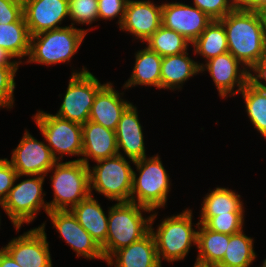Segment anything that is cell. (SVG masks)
I'll return each instance as SVG.
<instances>
[{
	"mask_svg": "<svg viewBox=\"0 0 266 267\" xmlns=\"http://www.w3.org/2000/svg\"><path fill=\"white\" fill-rule=\"evenodd\" d=\"M220 21L228 52L251 70L266 51V33L259 12L235 8Z\"/></svg>",
	"mask_w": 266,
	"mask_h": 267,
	"instance_id": "6da1fadb",
	"label": "cell"
},
{
	"mask_svg": "<svg viewBox=\"0 0 266 267\" xmlns=\"http://www.w3.org/2000/svg\"><path fill=\"white\" fill-rule=\"evenodd\" d=\"M151 210L134 202H118L108 210V234L101 247L105 261L117 250L142 239L150 232L151 214L147 218L142 212Z\"/></svg>",
	"mask_w": 266,
	"mask_h": 267,
	"instance_id": "7a4b0ae2",
	"label": "cell"
},
{
	"mask_svg": "<svg viewBox=\"0 0 266 267\" xmlns=\"http://www.w3.org/2000/svg\"><path fill=\"white\" fill-rule=\"evenodd\" d=\"M150 231L154 236L159 262L183 260L192 243L197 245V232L192 228V210L165 218L154 232L152 227L157 213L151 214ZM162 257V258H161Z\"/></svg>",
	"mask_w": 266,
	"mask_h": 267,
	"instance_id": "3957f363",
	"label": "cell"
},
{
	"mask_svg": "<svg viewBox=\"0 0 266 267\" xmlns=\"http://www.w3.org/2000/svg\"><path fill=\"white\" fill-rule=\"evenodd\" d=\"M51 171L54 198L48 202L49 211L71 210L91 194L89 166L80 159L68 162L57 161L49 172Z\"/></svg>",
	"mask_w": 266,
	"mask_h": 267,
	"instance_id": "277c9868",
	"label": "cell"
},
{
	"mask_svg": "<svg viewBox=\"0 0 266 267\" xmlns=\"http://www.w3.org/2000/svg\"><path fill=\"white\" fill-rule=\"evenodd\" d=\"M73 25L71 23L69 26L32 35L26 63L52 65L69 62L89 30L75 28Z\"/></svg>",
	"mask_w": 266,
	"mask_h": 267,
	"instance_id": "5b68a950",
	"label": "cell"
},
{
	"mask_svg": "<svg viewBox=\"0 0 266 267\" xmlns=\"http://www.w3.org/2000/svg\"><path fill=\"white\" fill-rule=\"evenodd\" d=\"M159 157H144L133 162L139 171V177L133 171L130 202L146 207L152 212L165 207L170 191V178Z\"/></svg>",
	"mask_w": 266,
	"mask_h": 267,
	"instance_id": "8992f818",
	"label": "cell"
},
{
	"mask_svg": "<svg viewBox=\"0 0 266 267\" xmlns=\"http://www.w3.org/2000/svg\"><path fill=\"white\" fill-rule=\"evenodd\" d=\"M89 167L90 192L95 190L117 202H130L133 171L123 154L96 161Z\"/></svg>",
	"mask_w": 266,
	"mask_h": 267,
	"instance_id": "52a82bcc",
	"label": "cell"
},
{
	"mask_svg": "<svg viewBox=\"0 0 266 267\" xmlns=\"http://www.w3.org/2000/svg\"><path fill=\"white\" fill-rule=\"evenodd\" d=\"M31 177L13 185L1 205L17 231L22 224L32 222L41 208H44L46 214L49 211L48 202H44L43 199L45 176L31 175Z\"/></svg>",
	"mask_w": 266,
	"mask_h": 267,
	"instance_id": "ba28073f",
	"label": "cell"
},
{
	"mask_svg": "<svg viewBox=\"0 0 266 267\" xmlns=\"http://www.w3.org/2000/svg\"><path fill=\"white\" fill-rule=\"evenodd\" d=\"M63 102L56 116L83 125L89 120L97 92L105 85L97 77L82 68L72 72Z\"/></svg>",
	"mask_w": 266,
	"mask_h": 267,
	"instance_id": "9c48e42d",
	"label": "cell"
},
{
	"mask_svg": "<svg viewBox=\"0 0 266 267\" xmlns=\"http://www.w3.org/2000/svg\"><path fill=\"white\" fill-rule=\"evenodd\" d=\"M33 119L56 161L60 162L64 154L82 156V125L44 111H38Z\"/></svg>",
	"mask_w": 266,
	"mask_h": 267,
	"instance_id": "30bf717a",
	"label": "cell"
},
{
	"mask_svg": "<svg viewBox=\"0 0 266 267\" xmlns=\"http://www.w3.org/2000/svg\"><path fill=\"white\" fill-rule=\"evenodd\" d=\"M2 248L22 267H52L45 223L13 238Z\"/></svg>",
	"mask_w": 266,
	"mask_h": 267,
	"instance_id": "8fae6325",
	"label": "cell"
},
{
	"mask_svg": "<svg viewBox=\"0 0 266 267\" xmlns=\"http://www.w3.org/2000/svg\"><path fill=\"white\" fill-rule=\"evenodd\" d=\"M10 162L18 175L30 177L47 176L57 161L50 148L26 130L18 146L13 149Z\"/></svg>",
	"mask_w": 266,
	"mask_h": 267,
	"instance_id": "7c38bea8",
	"label": "cell"
},
{
	"mask_svg": "<svg viewBox=\"0 0 266 267\" xmlns=\"http://www.w3.org/2000/svg\"><path fill=\"white\" fill-rule=\"evenodd\" d=\"M47 215L60 237L71 246L77 257L105 260L101 247L79 224L71 210L48 211Z\"/></svg>",
	"mask_w": 266,
	"mask_h": 267,
	"instance_id": "4fadbf2b",
	"label": "cell"
},
{
	"mask_svg": "<svg viewBox=\"0 0 266 267\" xmlns=\"http://www.w3.org/2000/svg\"><path fill=\"white\" fill-rule=\"evenodd\" d=\"M240 66L243 68H239ZM206 70L210 73L222 98H226L227 94L236 95L250 81L251 71L230 52L209 59L205 65L200 64V73ZM235 86L238 88L234 91Z\"/></svg>",
	"mask_w": 266,
	"mask_h": 267,
	"instance_id": "5bb4252c",
	"label": "cell"
},
{
	"mask_svg": "<svg viewBox=\"0 0 266 267\" xmlns=\"http://www.w3.org/2000/svg\"><path fill=\"white\" fill-rule=\"evenodd\" d=\"M213 20L195 6L162 3V25L184 36L192 44Z\"/></svg>",
	"mask_w": 266,
	"mask_h": 267,
	"instance_id": "9a60e30c",
	"label": "cell"
},
{
	"mask_svg": "<svg viewBox=\"0 0 266 267\" xmlns=\"http://www.w3.org/2000/svg\"><path fill=\"white\" fill-rule=\"evenodd\" d=\"M162 25V4L150 0H128L120 30L130 32L144 43Z\"/></svg>",
	"mask_w": 266,
	"mask_h": 267,
	"instance_id": "2e32d148",
	"label": "cell"
},
{
	"mask_svg": "<svg viewBox=\"0 0 266 267\" xmlns=\"http://www.w3.org/2000/svg\"><path fill=\"white\" fill-rule=\"evenodd\" d=\"M23 15L31 36L59 29L58 24L69 16L68 0H26Z\"/></svg>",
	"mask_w": 266,
	"mask_h": 267,
	"instance_id": "e0dca14e",
	"label": "cell"
},
{
	"mask_svg": "<svg viewBox=\"0 0 266 267\" xmlns=\"http://www.w3.org/2000/svg\"><path fill=\"white\" fill-rule=\"evenodd\" d=\"M115 134L119 155L123 150L132 163L146 157L142 126L132 103L122 113Z\"/></svg>",
	"mask_w": 266,
	"mask_h": 267,
	"instance_id": "ac0fdd59",
	"label": "cell"
},
{
	"mask_svg": "<svg viewBox=\"0 0 266 267\" xmlns=\"http://www.w3.org/2000/svg\"><path fill=\"white\" fill-rule=\"evenodd\" d=\"M82 145L80 161L87 166L88 158L99 161L118 155L115 131L89 120L82 125Z\"/></svg>",
	"mask_w": 266,
	"mask_h": 267,
	"instance_id": "d6986e66",
	"label": "cell"
},
{
	"mask_svg": "<svg viewBox=\"0 0 266 267\" xmlns=\"http://www.w3.org/2000/svg\"><path fill=\"white\" fill-rule=\"evenodd\" d=\"M121 94L114 89L112 83H105L95 96L89 121L115 131L122 113L131 104L122 99Z\"/></svg>",
	"mask_w": 266,
	"mask_h": 267,
	"instance_id": "ffe728a7",
	"label": "cell"
},
{
	"mask_svg": "<svg viewBox=\"0 0 266 267\" xmlns=\"http://www.w3.org/2000/svg\"><path fill=\"white\" fill-rule=\"evenodd\" d=\"M106 262L109 266L115 264V267H162L151 231L142 239L117 250Z\"/></svg>",
	"mask_w": 266,
	"mask_h": 267,
	"instance_id": "44dd1931",
	"label": "cell"
},
{
	"mask_svg": "<svg viewBox=\"0 0 266 267\" xmlns=\"http://www.w3.org/2000/svg\"><path fill=\"white\" fill-rule=\"evenodd\" d=\"M79 224L102 247L108 234V216L92 193L71 209Z\"/></svg>",
	"mask_w": 266,
	"mask_h": 267,
	"instance_id": "7402d4cb",
	"label": "cell"
},
{
	"mask_svg": "<svg viewBox=\"0 0 266 267\" xmlns=\"http://www.w3.org/2000/svg\"><path fill=\"white\" fill-rule=\"evenodd\" d=\"M200 64L183 52L164 56L161 61V89H180L185 81L200 72Z\"/></svg>",
	"mask_w": 266,
	"mask_h": 267,
	"instance_id": "603a6c76",
	"label": "cell"
},
{
	"mask_svg": "<svg viewBox=\"0 0 266 267\" xmlns=\"http://www.w3.org/2000/svg\"><path fill=\"white\" fill-rule=\"evenodd\" d=\"M199 254L194 264L203 267H216L223 259L230 235L207 229L203 224H196Z\"/></svg>",
	"mask_w": 266,
	"mask_h": 267,
	"instance_id": "cb8c5ba5",
	"label": "cell"
},
{
	"mask_svg": "<svg viewBox=\"0 0 266 267\" xmlns=\"http://www.w3.org/2000/svg\"><path fill=\"white\" fill-rule=\"evenodd\" d=\"M135 55L133 72L123 88L127 89L136 85H148L161 89L160 72L163 57L150 50L147 46L139 50Z\"/></svg>",
	"mask_w": 266,
	"mask_h": 267,
	"instance_id": "d4e9b609",
	"label": "cell"
},
{
	"mask_svg": "<svg viewBox=\"0 0 266 267\" xmlns=\"http://www.w3.org/2000/svg\"><path fill=\"white\" fill-rule=\"evenodd\" d=\"M31 35L24 15L9 24H0V47L15 58L24 59L30 53Z\"/></svg>",
	"mask_w": 266,
	"mask_h": 267,
	"instance_id": "484cf974",
	"label": "cell"
},
{
	"mask_svg": "<svg viewBox=\"0 0 266 267\" xmlns=\"http://www.w3.org/2000/svg\"><path fill=\"white\" fill-rule=\"evenodd\" d=\"M240 197L231 189L216 187L204 197L200 217H213L228 214V212H244Z\"/></svg>",
	"mask_w": 266,
	"mask_h": 267,
	"instance_id": "4316f807",
	"label": "cell"
},
{
	"mask_svg": "<svg viewBox=\"0 0 266 267\" xmlns=\"http://www.w3.org/2000/svg\"><path fill=\"white\" fill-rule=\"evenodd\" d=\"M194 53L209 60L228 52L227 37L220 20H213L192 43Z\"/></svg>",
	"mask_w": 266,
	"mask_h": 267,
	"instance_id": "83f0119b",
	"label": "cell"
},
{
	"mask_svg": "<svg viewBox=\"0 0 266 267\" xmlns=\"http://www.w3.org/2000/svg\"><path fill=\"white\" fill-rule=\"evenodd\" d=\"M253 242L243 230L230 235L224 257L216 267H249L256 258Z\"/></svg>",
	"mask_w": 266,
	"mask_h": 267,
	"instance_id": "f1b7e54d",
	"label": "cell"
},
{
	"mask_svg": "<svg viewBox=\"0 0 266 267\" xmlns=\"http://www.w3.org/2000/svg\"><path fill=\"white\" fill-rule=\"evenodd\" d=\"M239 93L244 98L251 123L266 139V87L250 80Z\"/></svg>",
	"mask_w": 266,
	"mask_h": 267,
	"instance_id": "f546056e",
	"label": "cell"
},
{
	"mask_svg": "<svg viewBox=\"0 0 266 267\" xmlns=\"http://www.w3.org/2000/svg\"><path fill=\"white\" fill-rule=\"evenodd\" d=\"M145 42L150 50L161 57L181 54L187 51L189 44L191 45L184 36L163 25Z\"/></svg>",
	"mask_w": 266,
	"mask_h": 267,
	"instance_id": "4dcf8cb0",
	"label": "cell"
},
{
	"mask_svg": "<svg viewBox=\"0 0 266 267\" xmlns=\"http://www.w3.org/2000/svg\"><path fill=\"white\" fill-rule=\"evenodd\" d=\"M244 216V212H228L213 217H201L198 223L209 230L232 235L243 230Z\"/></svg>",
	"mask_w": 266,
	"mask_h": 267,
	"instance_id": "1f68e13d",
	"label": "cell"
},
{
	"mask_svg": "<svg viewBox=\"0 0 266 267\" xmlns=\"http://www.w3.org/2000/svg\"><path fill=\"white\" fill-rule=\"evenodd\" d=\"M69 18L78 24H92L99 19L98 0H68Z\"/></svg>",
	"mask_w": 266,
	"mask_h": 267,
	"instance_id": "d6a6232c",
	"label": "cell"
},
{
	"mask_svg": "<svg viewBox=\"0 0 266 267\" xmlns=\"http://www.w3.org/2000/svg\"><path fill=\"white\" fill-rule=\"evenodd\" d=\"M19 66H0V108H12L14 104L15 76Z\"/></svg>",
	"mask_w": 266,
	"mask_h": 267,
	"instance_id": "836d02e7",
	"label": "cell"
},
{
	"mask_svg": "<svg viewBox=\"0 0 266 267\" xmlns=\"http://www.w3.org/2000/svg\"><path fill=\"white\" fill-rule=\"evenodd\" d=\"M193 2L195 7L212 20H220L236 8L234 0H193Z\"/></svg>",
	"mask_w": 266,
	"mask_h": 267,
	"instance_id": "e575fe53",
	"label": "cell"
},
{
	"mask_svg": "<svg viewBox=\"0 0 266 267\" xmlns=\"http://www.w3.org/2000/svg\"><path fill=\"white\" fill-rule=\"evenodd\" d=\"M20 177L10 160L0 159V205L6 200L11 188Z\"/></svg>",
	"mask_w": 266,
	"mask_h": 267,
	"instance_id": "d590c367",
	"label": "cell"
},
{
	"mask_svg": "<svg viewBox=\"0 0 266 267\" xmlns=\"http://www.w3.org/2000/svg\"><path fill=\"white\" fill-rule=\"evenodd\" d=\"M128 0H98V17L110 20L119 17L118 24L121 25Z\"/></svg>",
	"mask_w": 266,
	"mask_h": 267,
	"instance_id": "8d00e7d4",
	"label": "cell"
},
{
	"mask_svg": "<svg viewBox=\"0 0 266 267\" xmlns=\"http://www.w3.org/2000/svg\"><path fill=\"white\" fill-rule=\"evenodd\" d=\"M23 16V3L16 0H0V24L17 22Z\"/></svg>",
	"mask_w": 266,
	"mask_h": 267,
	"instance_id": "74e56055",
	"label": "cell"
},
{
	"mask_svg": "<svg viewBox=\"0 0 266 267\" xmlns=\"http://www.w3.org/2000/svg\"><path fill=\"white\" fill-rule=\"evenodd\" d=\"M250 71L254 72V75L250 73V80L256 85L266 87V83L263 84L262 81H260H266V51L261 56L258 63Z\"/></svg>",
	"mask_w": 266,
	"mask_h": 267,
	"instance_id": "f35d334b",
	"label": "cell"
},
{
	"mask_svg": "<svg viewBox=\"0 0 266 267\" xmlns=\"http://www.w3.org/2000/svg\"><path fill=\"white\" fill-rule=\"evenodd\" d=\"M238 9L259 12L266 6V0H234Z\"/></svg>",
	"mask_w": 266,
	"mask_h": 267,
	"instance_id": "ab89813d",
	"label": "cell"
},
{
	"mask_svg": "<svg viewBox=\"0 0 266 267\" xmlns=\"http://www.w3.org/2000/svg\"><path fill=\"white\" fill-rule=\"evenodd\" d=\"M15 58L7 50L0 47V66H19L22 61H11L10 59Z\"/></svg>",
	"mask_w": 266,
	"mask_h": 267,
	"instance_id": "60d3db41",
	"label": "cell"
},
{
	"mask_svg": "<svg viewBox=\"0 0 266 267\" xmlns=\"http://www.w3.org/2000/svg\"><path fill=\"white\" fill-rule=\"evenodd\" d=\"M0 267H22L3 249L0 248Z\"/></svg>",
	"mask_w": 266,
	"mask_h": 267,
	"instance_id": "b9f144b4",
	"label": "cell"
},
{
	"mask_svg": "<svg viewBox=\"0 0 266 267\" xmlns=\"http://www.w3.org/2000/svg\"><path fill=\"white\" fill-rule=\"evenodd\" d=\"M259 14L261 16L262 24L266 33V6L259 11Z\"/></svg>",
	"mask_w": 266,
	"mask_h": 267,
	"instance_id": "7bdbcfd3",
	"label": "cell"
},
{
	"mask_svg": "<svg viewBox=\"0 0 266 267\" xmlns=\"http://www.w3.org/2000/svg\"><path fill=\"white\" fill-rule=\"evenodd\" d=\"M261 267H266V259L263 261V265Z\"/></svg>",
	"mask_w": 266,
	"mask_h": 267,
	"instance_id": "ee69618b",
	"label": "cell"
},
{
	"mask_svg": "<svg viewBox=\"0 0 266 267\" xmlns=\"http://www.w3.org/2000/svg\"><path fill=\"white\" fill-rule=\"evenodd\" d=\"M16 1L24 3L26 0H16Z\"/></svg>",
	"mask_w": 266,
	"mask_h": 267,
	"instance_id": "f6af8a7d",
	"label": "cell"
},
{
	"mask_svg": "<svg viewBox=\"0 0 266 267\" xmlns=\"http://www.w3.org/2000/svg\"><path fill=\"white\" fill-rule=\"evenodd\" d=\"M194 267H203V266H199V265L194 264Z\"/></svg>",
	"mask_w": 266,
	"mask_h": 267,
	"instance_id": "bcb514c9",
	"label": "cell"
}]
</instances>
